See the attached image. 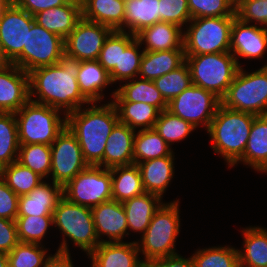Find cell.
Instances as JSON below:
<instances>
[{
  "mask_svg": "<svg viewBox=\"0 0 267 267\" xmlns=\"http://www.w3.org/2000/svg\"><path fill=\"white\" fill-rule=\"evenodd\" d=\"M63 196L62 186L41 182L27 195L19 197L17 216H53L54 209Z\"/></svg>",
  "mask_w": 267,
  "mask_h": 267,
  "instance_id": "cell-20",
  "label": "cell"
},
{
  "mask_svg": "<svg viewBox=\"0 0 267 267\" xmlns=\"http://www.w3.org/2000/svg\"><path fill=\"white\" fill-rule=\"evenodd\" d=\"M186 62L184 49L167 51H144L138 78L155 80L176 70Z\"/></svg>",
  "mask_w": 267,
  "mask_h": 267,
  "instance_id": "cell-28",
  "label": "cell"
},
{
  "mask_svg": "<svg viewBox=\"0 0 267 267\" xmlns=\"http://www.w3.org/2000/svg\"><path fill=\"white\" fill-rule=\"evenodd\" d=\"M9 64V62L6 60L5 56H4V49H3V44L0 38V66Z\"/></svg>",
  "mask_w": 267,
  "mask_h": 267,
  "instance_id": "cell-54",
  "label": "cell"
},
{
  "mask_svg": "<svg viewBox=\"0 0 267 267\" xmlns=\"http://www.w3.org/2000/svg\"><path fill=\"white\" fill-rule=\"evenodd\" d=\"M80 62L64 54L57 64L30 71V100L57 108L63 115L91 104L82 95L77 81ZM36 95L38 99L33 98Z\"/></svg>",
  "mask_w": 267,
  "mask_h": 267,
  "instance_id": "cell-1",
  "label": "cell"
},
{
  "mask_svg": "<svg viewBox=\"0 0 267 267\" xmlns=\"http://www.w3.org/2000/svg\"><path fill=\"white\" fill-rule=\"evenodd\" d=\"M82 18L123 31L125 17L124 0H83L81 3Z\"/></svg>",
  "mask_w": 267,
  "mask_h": 267,
  "instance_id": "cell-27",
  "label": "cell"
},
{
  "mask_svg": "<svg viewBox=\"0 0 267 267\" xmlns=\"http://www.w3.org/2000/svg\"><path fill=\"white\" fill-rule=\"evenodd\" d=\"M221 105L256 116L267 115V63L251 73L240 67Z\"/></svg>",
  "mask_w": 267,
  "mask_h": 267,
  "instance_id": "cell-9",
  "label": "cell"
},
{
  "mask_svg": "<svg viewBox=\"0 0 267 267\" xmlns=\"http://www.w3.org/2000/svg\"><path fill=\"white\" fill-rule=\"evenodd\" d=\"M138 77L125 81L118 89L112 92V101H127L147 103L157 107L160 111L168 108V103L152 80ZM127 82V83H126Z\"/></svg>",
  "mask_w": 267,
  "mask_h": 267,
  "instance_id": "cell-31",
  "label": "cell"
},
{
  "mask_svg": "<svg viewBox=\"0 0 267 267\" xmlns=\"http://www.w3.org/2000/svg\"><path fill=\"white\" fill-rule=\"evenodd\" d=\"M220 104L213 92L192 84L168 103L167 110L195 128L202 125L208 130Z\"/></svg>",
  "mask_w": 267,
  "mask_h": 267,
  "instance_id": "cell-12",
  "label": "cell"
},
{
  "mask_svg": "<svg viewBox=\"0 0 267 267\" xmlns=\"http://www.w3.org/2000/svg\"><path fill=\"white\" fill-rule=\"evenodd\" d=\"M20 143L14 113L0 112V170L17 161Z\"/></svg>",
  "mask_w": 267,
  "mask_h": 267,
  "instance_id": "cell-37",
  "label": "cell"
},
{
  "mask_svg": "<svg viewBox=\"0 0 267 267\" xmlns=\"http://www.w3.org/2000/svg\"><path fill=\"white\" fill-rule=\"evenodd\" d=\"M44 267H74L71 259V253L56 251L54 255L51 254L46 260Z\"/></svg>",
  "mask_w": 267,
  "mask_h": 267,
  "instance_id": "cell-53",
  "label": "cell"
},
{
  "mask_svg": "<svg viewBox=\"0 0 267 267\" xmlns=\"http://www.w3.org/2000/svg\"><path fill=\"white\" fill-rule=\"evenodd\" d=\"M69 0H14L13 2L20 7L21 9H24L29 14L34 16L35 14L47 10L50 8H54L60 5H64Z\"/></svg>",
  "mask_w": 267,
  "mask_h": 267,
  "instance_id": "cell-52",
  "label": "cell"
},
{
  "mask_svg": "<svg viewBox=\"0 0 267 267\" xmlns=\"http://www.w3.org/2000/svg\"><path fill=\"white\" fill-rule=\"evenodd\" d=\"M29 100V74L12 63L0 66V112L16 113Z\"/></svg>",
  "mask_w": 267,
  "mask_h": 267,
  "instance_id": "cell-17",
  "label": "cell"
},
{
  "mask_svg": "<svg viewBox=\"0 0 267 267\" xmlns=\"http://www.w3.org/2000/svg\"><path fill=\"white\" fill-rule=\"evenodd\" d=\"M140 267H194L193 260L180 254L142 261Z\"/></svg>",
  "mask_w": 267,
  "mask_h": 267,
  "instance_id": "cell-51",
  "label": "cell"
},
{
  "mask_svg": "<svg viewBox=\"0 0 267 267\" xmlns=\"http://www.w3.org/2000/svg\"><path fill=\"white\" fill-rule=\"evenodd\" d=\"M267 51V28L251 25L235 18L231 27L230 53L239 67V57L244 59L263 58Z\"/></svg>",
  "mask_w": 267,
  "mask_h": 267,
  "instance_id": "cell-16",
  "label": "cell"
},
{
  "mask_svg": "<svg viewBox=\"0 0 267 267\" xmlns=\"http://www.w3.org/2000/svg\"><path fill=\"white\" fill-rule=\"evenodd\" d=\"M82 18L81 4L69 0L66 4L43 10L34 15L35 22L49 32L65 38Z\"/></svg>",
  "mask_w": 267,
  "mask_h": 267,
  "instance_id": "cell-21",
  "label": "cell"
},
{
  "mask_svg": "<svg viewBox=\"0 0 267 267\" xmlns=\"http://www.w3.org/2000/svg\"><path fill=\"white\" fill-rule=\"evenodd\" d=\"M194 267H239L238 249L229 246L199 249L191 256Z\"/></svg>",
  "mask_w": 267,
  "mask_h": 267,
  "instance_id": "cell-40",
  "label": "cell"
},
{
  "mask_svg": "<svg viewBox=\"0 0 267 267\" xmlns=\"http://www.w3.org/2000/svg\"><path fill=\"white\" fill-rule=\"evenodd\" d=\"M236 17L192 18L183 30L185 56L230 52L231 27Z\"/></svg>",
  "mask_w": 267,
  "mask_h": 267,
  "instance_id": "cell-7",
  "label": "cell"
},
{
  "mask_svg": "<svg viewBox=\"0 0 267 267\" xmlns=\"http://www.w3.org/2000/svg\"><path fill=\"white\" fill-rule=\"evenodd\" d=\"M134 136L133 159L138 164L147 160L169 156L173 149L152 128L137 130ZM172 149V150H171Z\"/></svg>",
  "mask_w": 267,
  "mask_h": 267,
  "instance_id": "cell-36",
  "label": "cell"
},
{
  "mask_svg": "<svg viewBox=\"0 0 267 267\" xmlns=\"http://www.w3.org/2000/svg\"><path fill=\"white\" fill-rule=\"evenodd\" d=\"M9 0H0V16L3 11V9L6 7V5L9 3Z\"/></svg>",
  "mask_w": 267,
  "mask_h": 267,
  "instance_id": "cell-56",
  "label": "cell"
},
{
  "mask_svg": "<svg viewBox=\"0 0 267 267\" xmlns=\"http://www.w3.org/2000/svg\"><path fill=\"white\" fill-rule=\"evenodd\" d=\"M192 84L222 98L232 84L239 65L230 52L186 56Z\"/></svg>",
  "mask_w": 267,
  "mask_h": 267,
  "instance_id": "cell-8",
  "label": "cell"
},
{
  "mask_svg": "<svg viewBox=\"0 0 267 267\" xmlns=\"http://www.w3.org/2000/svg\"><path fill=\"white\" fill-rule=\"evenodd\" d=\"M112 181V200L123 203L145 193L141 173L137 164L110 168Z\"/></svg>",
  "mask_w": 267,
  "mask_h": 267,
  "instance_id": "cell-32",
  "label": "cell"
},
{
  "mask_svg": "<svg viewBox=\"0 0 267 267\" xmlns=\"http://www.w3.org/2000/svg\"><path fill=\"white\" fill-rule=\"evenodd\" d=\"M62 194L70 202L90 208L110 201L111 170L89 165L62 187Z\"/></svg>",
  "mask_w": 267,
  "mask_h": 267,
  "instance_id": "cell-10",
  "label": "cell"
},
{
  "mask_svg": "<svg viewBox=\"0 0 267 267\" xmlns=\"http://www.w3.org/2000/svg\"><path fill=\"white\" fill-rule=\"evenodd\" d=\"M140 42L136 35L120 31V58L119 67H115L110 73L112 83L117 81H129L139 75L141 59L144 50H141Z\"/></svg>",
  "mask_w": 267,
  "mask_h": 267,
  "instance_id": "cell-26",
  "label": "cell"
},
{
  "mask_svg": "<svg viewBox=\"0 0 267 267\" xmlns=\"http://www.w3.org/2000/svg\"><path fill=\"white\" fill-rule=\"evenodd\" d=\"M35 23L34 16L9 2L0 16V38L3 44L4 56L12 63L26 46L27 31Z\"/></svg>",
  "mask_w": 267,
  "mask_h": 267,
  "instance_id": "cell-15",
  "label": "cell"
},
{
  "mask_svg": "<svg viewBox=\"0 0 267 267\" xmlns=\"http://www.w3.org/2000/svg\"><path fill=\"white\" fill-rule=\"evenodd\" d=\"M117 110L119 122L126 124L131 129H152L157 121L160 110L147 103L111 101Z\"/></svg>",
  "mask_w": 267,
  "mask_h": 267,
  "instance_id": "cell-35",
  "label": "cell"
},
{
  "mask_svg": "<svg viewBox=\"0 0 267 267\" xmlns=\"http://www.w3.org/2000/svg\"><path fill=\"white\" fill-rule=\"evenodd\" d=\"M235 0H188L192 18L236 16Z\"/></svg>",
  "mask_w": 267,
  "mask_h": 267,
  "instance_id": "cell-45",
  "label": "cell"
},
{
  "mask_svg": "<svg viewBox=\"0 0 267 267\" xmlns=\"http://www.w3.org/2000/svg\"><path fill=\"white\" fill-rule=\"evenodd\" d=\"M136 39L141 45H145L144 51L184 49L183 29L169 22L160 21L143 28L136 34Z\"/></svg>",
  "mask_w": 267,
  "mask_h": 267,
  "instance_id": "cell-24",
  "label": "cell"
},
{
  "mask_svg": "<svg viewBox=\"0 0 267 267\" xmlns=\"http://www.w3.org/2000/svg\"><path fill=\"white\" fill-rule=\"evenodd\" d=\"M244 249H238L239 267H267V230L247 227L242 230Z\"/></svg>",
  "mask_w": 267,
  "mask_h": 267,
  "instance_id": "cell-33",
  "label": "cell"
},
{
  "mask_svg": "<svg viewBox=\"0 0 267 267\" xmlns=\"http://www.w3.org/2000/svg\"><path fill=\"white\" fill-rule=\"evenodd\" d=\"M119 58L120 31L113 30L106 38L97 60L110 73L115 67H119Z\"/></svg>",
  "mask_w": 267,
  "mask_h": 267,
  "instance_id": "cell-48",
  "label": "cell"
},
{
  "mask_svg": "<svg viewBox=\"0 0 267 267\" xmlns=\"http://www.w3.org/2000/svg\"><path fill=\"white\" fill-rule=\"evenodd\" d=\"M99 242H123L129 235L126 213L122 203L110 200L91 208ZM128 231V232H127ZM106 235L109 240H104ZM102 238V239H101Z\"/></svg>",
  "mask_w": 267,
  "mask_h": 267,
  "instance_id": "cell-18",
  "label": "cell"
},
{
  "mask_svg": "<svg viewBox=\"0 0 267 267\" xmlns=\"http://www.w3.org/2000/svg\"><path fill=\"white\" fill-rule=\"evenodd\" d=\"M112 31L108 26L81 18L64 40L65 54L80 61L97 60Z\"/></svg>",
  "mask_w": 267,
  "mask_h": 267,
  "instance_id": "cell-14",
  "label": "cell"
},
{
  "mask_svg": "<svg viewBox=\"0 0 267 267\" xmlns=\"http://www.w3.org/2000/svg\"><path fill=\"white\" fill-rule=\"evenodd\" d=\"M174 151L169 156L155 158L138 163L145 192L163 198L174 177Z\"/></svg>",
  "mask_w": 267,
  "mask_h": 267,
  "instance_id": "cell-23",
  "label": "cell"
},
{
  "mask_svg": "<svg viewBox=\"0 0 267 267\" xmlns=\"http://www.w3.org/2000/svg\"><path fill=\"white\" fill-rule=\"evenodd\" d=\"M0 267H8L7 253L0 251Z\"/></svg>",
  "mask_w": 267,
  "mask_h": 267,
  "instance_id": "cell-55",
  "label": "cell"
},
{
  "mask_svg": "<svg viewBox=\"0 0 267 267\" xmlns=\"http://www.w3.org/2000/svg\"><path fill=\"white\" fill-rule=\"evenodd\" d=\"M153 129L164 139L170 148L174 142L185 139L192 131L196 130L191 123L172 114L167 109L160 112Z\"/></svg>",
  "mask_w": 267,
  "mask_h": 267,
  "instance_id": "cell-41",
  "label": "cell"
},
{
  "mask_svg": "<svg viewBox=\"0 0 267 267\" xmlns=\"http://www.w3.org/2000/svg\"><path fill=\"white\" fill-rule=\"evenodd\" d=\"M61 111L48 105L29 100L14 113L17 121L20 145H51L66 127V115L60 117Z\"/></svg>",
  "mask_w": 267,
  "mask_h": 267,
  "instance_id": "cell-6",
  "label": "cell"
},
{
  "mask_svg": "<svg viewBox=\"0 0 267 267\" xmlns=\"http://www.w3.org/2000/svg\"><path fill=\"white\" fill-rule=\"evenodd\" d=\"M134 129L118 122L108 137L103 156V167L110 169L115 166L130 165L134 163Z\"/></svg>",
  "mask_w": 267,
  "mask_h": 267,
  "instance_id": "cell-22",
  "label": "cell"
},
{
  "mask_svg": "<svg viewBox=\"0 0 267 267\" xmlns=\"http://www.w3.org/2000/svg\"><path fill=\"white\" fill-rule=\"evenodd\" d=\"M91 104L68 113L66 126L76 136L84 160L89 165L103 167L105 146L119 117L112 102L102 106Z\"/></svg>",
  "mask_w": 267,
  "mask_h": 267,
  "instance_id": "cell-2",
  "label": "cell"
},
{
  "mask_svg": "<svg viewBox=\"0 0 267 267\" xmlns=\"http://www.w3.org/2000/svg\"><path fill=\"white\" fill-rule=\"evenodd\" d=\"M47 251L41 244L19 242L7 253L8 267H44Z\"/></svg>",
  "mask_w": 267,
  "mask_h": 267,
  "instance_id": "cell-43",
  "label": "cell"
},
{
  "mask_svg": "<svg viewBox=\"0 0 267 267\" xmlns=\"http://www.w3.org/2000/svg\"><path fill=\"white\" fill-rule=\"evenodd\" d=\"M71 1H75L81 4L83 0H71Z\"/></svg>",
  "mask_w": 267,
  "mask_h": 267,
  "instance_id": "cell-57",
  "label": "cell"
},
{
  "mask_svg": "<svg viewBox=\"0 0 267 267\" xmlns=\"http://www.w3.org/2000/svg\"><path fill=\"white\" fill-rule=\"evenodd\" d=\"M15 221L18 238L22 243L42 244L48 229L54 225L53 216H17Z\"/></svg>",
  "mask_w": 267,
  "mask_h": 267,
  "instance_id": "cell-44",
  "label": "cell"
},
{
  "mask_svg": "<svg viewBox=\"0 0 267 267\" xmlns=\"http://www.w3.org/2000/svg\"><path fill=\"white\" fill-rule=\"evenodd\" d=\"M136 241L102 242L89 255L92 267H140Z\"/></svg>",
  "mask_w": 267,
  "mask_h": 267,
  "instance_id": "cell-19",
  "label": "cell"
},
{
  "mask_svg": "<svg viewBox=\"0 0 267 267\" xmlns=\"http://www.w3.org/2000/svg\"><path fill=\"white\" fill-rule=\"evenodd\" d=\"M240 162L259 173H267V115L254 118L244 154L234 166Z\"/></svg>",
  "mask_w": 267,
  "mask_h": 267,
  "instance_id": "cell-25",
  "label": "cell"
},
{
  "mask_svg": "<svg viewBox=\"0 0 267 267\" xmlns=\"http://www.w3.org/2000/svg\"><path fill=\"white\" fill-rule=\"evenodd\" d=\"M19 242L16 221L0 218V251L9 253Z\"/></svg>",
  "mask_w": 267,
  "mask_h": 267,
  "instance_id": "cell-50",
  "label": "cell"
},
{
  "mask_svg": "<svg viewBox=\"0 0 267 267\" xmlns=\"http://www.w3.org/2000/svg\"><path fill=\"white\" fill-rule=\"evenodd\" d=\"M64 54V39L35 22L27 31L26 46L12 64L29 73L39 67L57 64Z\"/></svg>",
  "mask_w": 267,
  "mask_h": 267,
  "instance_id": "cell-11",
  "label": "cell"
},
{
  "mask_svg": "<svg viewBox=\"0 0 267 267\" xmlns=\"http://www.w3.org/2000/svg\"><path fill=\"white\" fill-rule=\"evenodd\" d=\"M162 204L159 196L148 192L124 201L122 205L126 213L128 230L143 234Z\"/></svg>",
  "mask_w": 267,
  "mask_h": 267,
  "instance_id": "cell-30",
  "label": "cell"
},
{
  "mask_svg": "<svg viewBox=\"0 0 267 267\" xmlns=\"http://www.w3.org/2000/svg\"><path fill=\"white\" fill-rule=\"evenodd\" d=\"M19 196L7 185L0 176V218L16 220Z\"/></svg>",
  "mask_w": 267,
  "mask_h": 267,
  "instance_id": "cell-49",
  "label": "cell"
},
{
  "mask_svg": "<svg viewBox=\"0 0 267 267\" xmlns=\"http://www.w3.org/2000/svg\"><path fill=\"white\" fill-rule=\"evenodd\" d=\"M153 83L161 93L164 100L169 103L173 98L192 85L190 68L185 62L176 70L156 78L153 80Z\"/></svg>",
  "mask_w": 267,
  "mask_h": 267,
  "instance_id": "cell-42",
  "label": "cell"
},
{
  "mask_svg": "<svg viewBox=\"0 0 267 267\" xmlns=\"http://www.w3.org/2000/svg\"><path fill=\"white\" fill-rule=\"evenodd\" d=\"M53 222L54 227L63 235L62 242L56 250L58 252H70L68 239L86 252L87 256L100 244L90 207L77 205L62 196L54 209Z\"/></svg>",
  "mask_w": 267,
  "mask_h": 267,
  "instance_id": "cell-4",
  "label": "cell"
},
{
  "mask_svg": "<svg viewBox=\"0 0 267 267\" xmlns=\"http://www.w3.org/2000/svg\"><path fill=\"white\" fill-rule=\"evenodd\" d=\"M51 147V179L62 187L89 164L84 160L76 136L66 126Z\"/></svg>",
  "mask_w": 267,
  "mask_h": 267,
  "instance_id": "cell-13",
  "label": "cell"
},
{
  "mask_svg": "<svg viewBox=\"0 0 267 267\" xmlns=\"http://www.w3.org/2000/svg\"><path fill=\"white\" fill-rule=\"evenodd\" d=\"M190 20L188 0H159V22H169L183 28Z\"/></svg>",
  "mask_w": 267,
  "mask_h": 267,
  "instance_id": "cell-46",
  "label": "cell"
},
{
  "mask_svg": "<svg viewBox=\"0 0 267 267\" xmlns=\"http://www.w3.org/2000/svg\"><path fill=\"white\" fill-rule=\"evenodd\" d=\"M77 81L82 95L90 103L103 101V91L113 84L109 73L98 60L81 61Z\"/></svg>",
  "mask_w": 267,
  "mask_h": 267,
  "instance_id": "cell-29",
  "label": "cell"
},
{
  "mask_svg": "<svg viewBox=\"0 0 267 267\" xmlns=\"http://www.w3.org/2000/svg\"><path fill=\"white\" fill-rule=\"evenodd\" d=\"M255 117L219 105L207 133L213 142L214 153L220 154L228 167H233L243 156Z\"/></svg>",
  "mask_w": 267,
  "mask_h": 267,
  "instance_id": "cell-3",
  "label": "cell"
},
{
  "mask_svg": "<svg viewBox=\"0 0 267 267\" xmlns=\"http://www.w3.org/2000/svg\"><path fill=\"white\" fill-rule=\"evenodd\" d=\"M17 162L48 179L51 172V147L46 144L20 145Z\"/></svg>",
  "mask_w": 267,
  "mask_h": 267,
  "instance_id": "cell-39",
  "label": "cell"
},
{
  "mask_svg": "<svg viewBox=\"0 0 267 267\" xmlns=\"http://www.w3.org/2000/svg\"><path fill=\"white\" fill-rule=\"evenodd\" d=\"M157 22H159V0L125 1L123 32L136 35L143 28Z\"/></svg>",
  "mask_w": 267,
  "mask_h": 267,
  "instance_id": "cell-34",
  "label": "cell"
},
{
  "mask_svg": "<svg viewBox=\"0 0 267 267\" xmlns=\"http://www.w3.org/2000/svg\"><path fill=\"white\" fill-rule=\"evenodd\" d=\"M179 200L163 203L154 213L146 231L136 241L144 261L178 254L176 239L180 232Z\"/></svg>",
  "mask_w": 267,
  "mask_h": 267,
  "instance_id": "cell-5",
  "label": "cell"
},
{
  "mask_svg": "<svg viewBox=\"0 0 267 267\" xmlns=\"http://www.w3.org/2000/svg\"><path fill=\"white\" fill-rule=\"evenodd\" d=\"M266 4L267 0H237L235 6L236 16L242 22L258 24V26L263 25V27L267 28Z\"/></svg>",
  "mask_w": 267,
  "mask_h": 267,
  "instance_id": "cell-47",
  "label": "cell"
},
{
  "mask_svg": "<svg viewBox=\"0 0 267 267\" xmlns=\"http://www.w3.org/2000/svg\"><path fill=\"white\" fill-rule=\"evenodd\" d=\"M0 176L7 185L20 197L30 193L37 185L44 181L36 172L15 161L0 170Z\"/></svg>",
  "mask_w": 267,
  "mask_h": 267,
  "instance_id": "cell-38",
  "label": "cell"
}]
</instances>
